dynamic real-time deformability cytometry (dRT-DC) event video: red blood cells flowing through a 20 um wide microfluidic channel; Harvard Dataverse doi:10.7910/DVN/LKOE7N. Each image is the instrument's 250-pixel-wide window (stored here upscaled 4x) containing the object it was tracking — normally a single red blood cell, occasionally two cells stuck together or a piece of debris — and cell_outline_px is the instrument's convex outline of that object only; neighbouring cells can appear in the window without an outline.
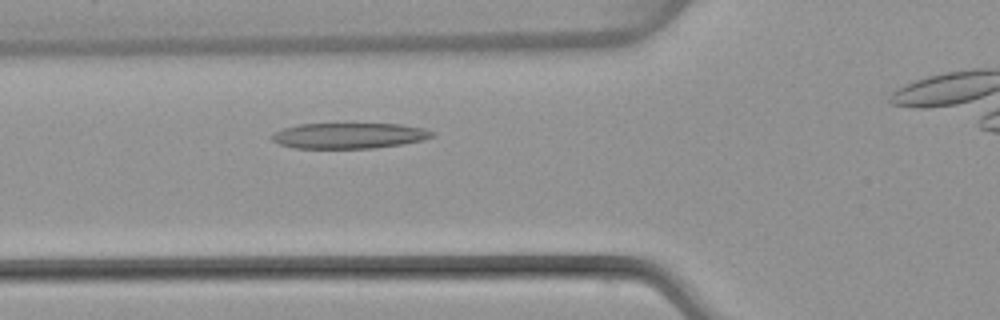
{"species": "common noctule bat (a hibernating species)", "species_latin": "Nyctalus noctula", "temperature_condition": "warm", "stored_images_in_passage": 37, "camera_frame_rate_fps": 3000, "um_per_image_px": 0.085, "animal": {"sex": "female", "body_mass_g": 22.7, "forearm_length_mm": 54.2}, "frame": {"image": 1, "passage_image": 12, "time_ms": 3.667, "image_size_px": [1000, 320], "cell_outline_px": [[436, 136], [424, 140], [400, 144], [372, 148], [296, 148], [280, 144], [272, 140], [268, 136], [284, 128], [300, 124], [400, 124], [424, 128], [432, 132]], "centroid_in_image_um": [29.68, 11.53], "position_along_channel_um": 96.1, "area_um2": 23.81}}
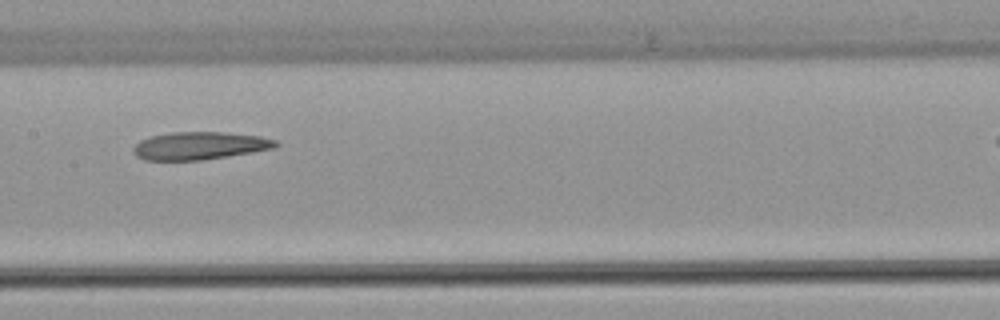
{"frame": {"image": 2, "passage_image": 19, "time_ms": 6.0, "image_size_px": [1000, 320], "cell_outline_px": [[280, 144], [276, 148], [228, 156], [200, 160], [144, 160], [136, 156], [132, 152], [132, 148], [140, 140], [148, 136], [172, 132], [224, 132], [260, 136], [276, 140]], "centroid_in_image_um": [16.96, 12.38], "position_along_channel_um": 190.4, "area_um2": 23.18}}
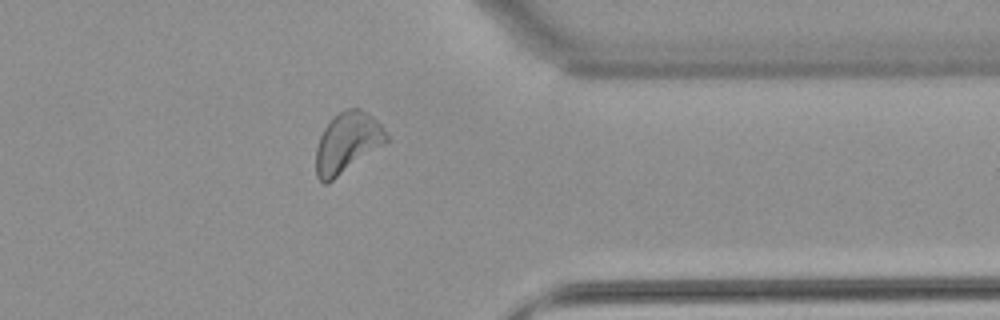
{"frame": {"image": 3, "passage_image": 34, "time_ms": 11.0, "image_size_px": [1000, 320], "cell_outline_px": [[388, 140], [384, 144], [328, 184], [324, 184], [316, 176], [316, 148], [320, 136], [324, 128], [340, 112], [348, 108], [360, 108], [372, 116], [380, 124], [388, 136]], "centroid_in_image_um": [29.51, 12.15], "position_along_channel_um": 381.9, "area_um2": 24.51}}